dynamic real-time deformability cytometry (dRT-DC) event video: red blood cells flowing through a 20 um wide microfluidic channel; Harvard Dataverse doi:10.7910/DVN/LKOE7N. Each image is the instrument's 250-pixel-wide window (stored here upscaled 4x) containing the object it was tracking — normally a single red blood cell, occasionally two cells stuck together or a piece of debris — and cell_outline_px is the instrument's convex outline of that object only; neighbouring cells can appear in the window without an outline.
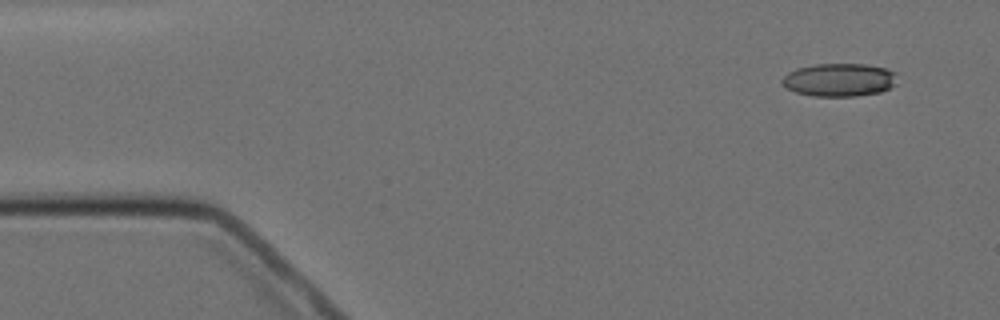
{"species": "Egyptian fruit bat (a non-hibernating species)", "species_latin": "Rousettus aegyptiacus", "temperature_condition": "cold", "stored_images_in_passage": 7, "camera_frame_rate_fps": 3000, "um_per_image_px": 0.085, "animal": {"sex": "female"}, "frame": {"image": 1, "passage_image": 1, "time_ms": 0.0, "image_size_px": [1000, 320], "cell_outline_px": [[896, 84], [880, 92], [856, 96], [812, 96], [796, 92], [788, 88], [780, 80], [788, 72], [796, 68], [816, 64], [864, 64], [884, 68], [896, 72]], "centroid_in_image_um": [71.34, 6.78], "position_along_channel_um": 13.7, "area_um2": 22.14}}
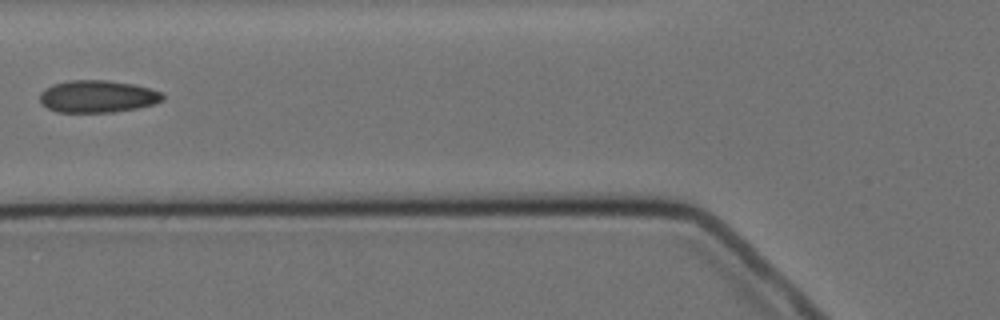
{"frame": {"image": 2, "passage_image": 5, "time_ms": 5.667, "image_size_px": [1000, 320], "cell_outline_px": [[164, 100], [152, 104], [136, 108], [112, 112], [56, 112], [40, 104], [40, 92], [52, 84], [68, 80], [104, 80], [132, 84], [164, 92]], "centroid_in_image_um": [8.27, 8.19], "position_along_channel_um": 117.5, "area_um2": 23.12}}
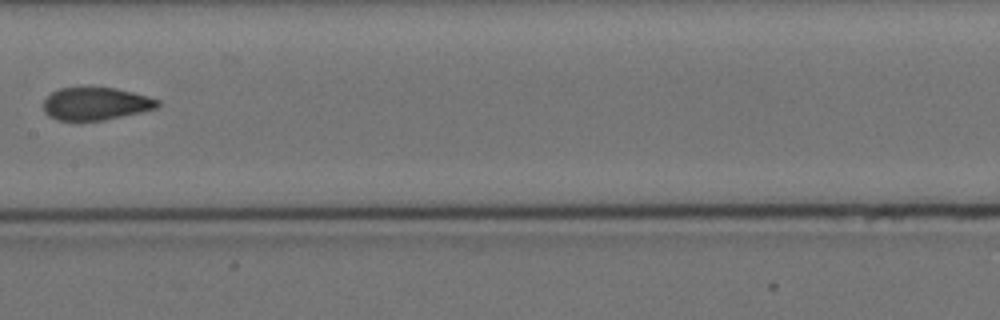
{"frame": {"image": 3, "passage_image": 7, "time_ms": 8.0, "image_size_px": [1000, 320], "cell_outline_px": [[160, 104], [156, 108], [140, 112], [104, 120], [56, 120], [48, 116], [44, 112], [44, 100], [52, 92], [60, 88], [116, 88], [148, 96], [160, 100]], "centroid_in_image_um": [8.14, 8.82], "position_along_channel_um": 199.3, "area_um2": 21.56}}